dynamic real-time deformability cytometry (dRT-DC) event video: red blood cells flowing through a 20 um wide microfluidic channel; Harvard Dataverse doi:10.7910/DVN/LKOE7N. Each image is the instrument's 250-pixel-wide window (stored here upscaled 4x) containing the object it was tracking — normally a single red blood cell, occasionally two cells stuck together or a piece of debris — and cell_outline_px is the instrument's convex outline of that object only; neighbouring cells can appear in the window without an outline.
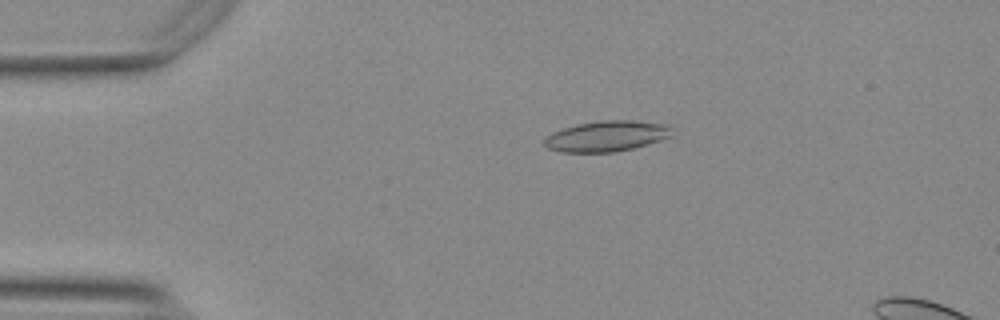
{"species": "Egyptian fruit bat (a non-hibernating species)", "species_latin": "Rousettus aegyptiacus", "temperature_condition": "warm", "stored_images_in_passage": 13, "camera_frame_rate_fps": 3000, "um_per_image_px": 0.085, "animal": {"sex": "female"}, "frame": {"image": 1, "passage_image": 7, "time_ms": 2.0, "image_size_px": [1000, 320], "cell_outline_px": [[672, 136], [660, 140], [632, 148], [616, 152], [560, 152], [548, 148], [544, 144], [544, 140], [552, 132], [576, 124], [600, 120], [632, 120], [668, 124]], "centroid_in_image_um": [51.55, 11.56], "position_along_channel_um": 33.5, "area_um2": 22.72}}